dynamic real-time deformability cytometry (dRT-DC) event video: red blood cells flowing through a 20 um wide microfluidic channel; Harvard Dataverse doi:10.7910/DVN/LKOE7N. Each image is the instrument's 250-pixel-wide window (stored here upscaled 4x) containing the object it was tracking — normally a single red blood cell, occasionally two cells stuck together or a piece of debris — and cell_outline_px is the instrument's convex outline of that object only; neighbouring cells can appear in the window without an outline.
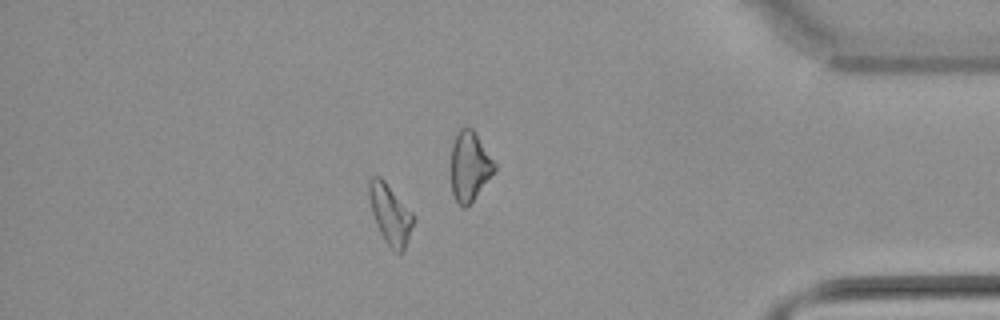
{"species": "common noctule bat (a hibernating species)", "species_latin": "Nyctalus noctula", "temperature_condition": "warm", "stored_images_in_passage": 54, "camera_frame_rate_fps": 3000, "um_per_image_px": 0.085, "animal": {"sex": "male", "body_mass_g": 21.5, "forearm_length_mm": 52.0}, "frame": {"image": 1, "passage_image": 46, "time_ms": 15.0, "image_size_px": [1000, 320], "cell_outline_px": [[412, 224], [408, 240], [404, 248], [400, 252], [396, 252], [384, 240], [376, 224], [372, 212], [368, 196], [368, 180], [372, 176], [380, 176], [384, 180], [412, 212]], "centroid_in_image_um": [33.12, 18.16], "position_along_channel_um": 402.1, "area_um2": 15.09}}